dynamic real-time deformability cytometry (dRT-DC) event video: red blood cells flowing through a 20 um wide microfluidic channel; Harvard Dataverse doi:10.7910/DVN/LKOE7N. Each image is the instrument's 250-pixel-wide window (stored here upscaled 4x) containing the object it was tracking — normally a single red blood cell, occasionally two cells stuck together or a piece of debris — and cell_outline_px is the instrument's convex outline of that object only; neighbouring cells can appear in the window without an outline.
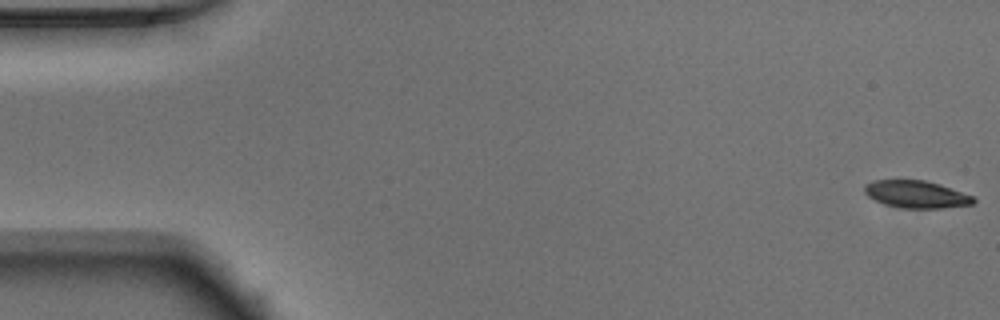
{"species": "Egyptian fruit bat (a non-hibernating species)", "species_latin": "Rousettus aegyptiacus", "temperature_condition": "warm", "stored_images_in_passage": 51, "camera_frame_rate_fps": 3000, "um_per_image_px": 0.085, "animal": {"sex": "male"}, "frame": {"image": 1, "passage_image": 1, "time_ms": 0.0, "image_size_px": [1000, 320], "cell_outline_px": [[976, 200], [972, 204], [940, 208], [900, 208], [884, 204], [868, 196], [864, 192], [864, 184], [872, 180], [924, 180], [940, 184], [972, 196]], "centroid_in_image_um": [77.84, 16.51], "position_along_channel_um": 7.2, "area_um2": 17.28}}
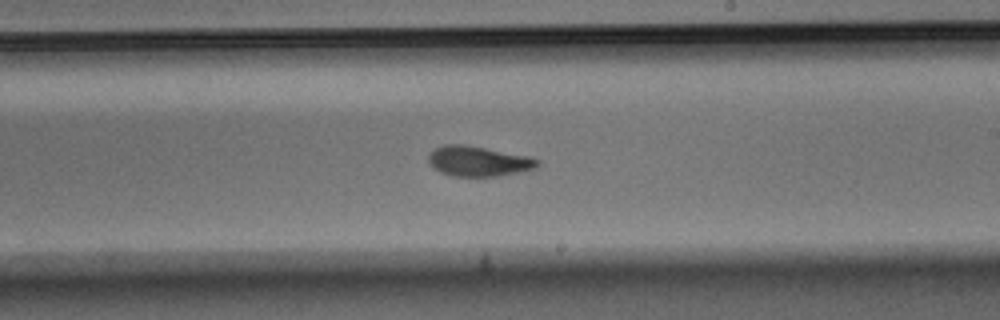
{"frame": {"image": 2, "passage_image": 30, "time_ms": 9.667, "image_size_px": [1000, 320], "cell_outline_px": [[540, 164], [536, 168], [520, 172], [496, 176], [452, 176], [440, 172], [428, 160], [428, 152], [432, 148], [444, 144], [464, 144], [532, 156], [540, 160]], "centroid_in_image_um": [40.68, 13.68], "position_along_channel_um": 248.3, "area_um2": 19.42}}
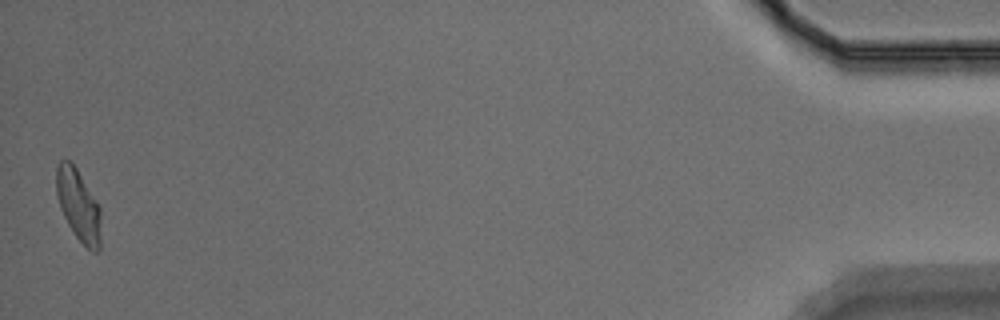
{"frame": {"image": 3, "passage_image": 51, "time_ms": 16.667, "image_size_px": [1000, 320], "cell_outline_px": [[100, 248], [96, 252], [92, 252], [76, 236], [68, 224], [60, 208], [56, 192], [56, 168], [60, 160], [72, 160], [96, 200], [100, 208]], "centroid_in_image_um": [6.66, 17.4], "position_along_channel_um": 428.5, "area_um2": 18.55}, "authors_computed_cell_mechanics": {"area_um2": 19.074, "velocity_mm_per_s": 3.9173, "shape_relaxation_time_tau1_ms": 3.37, "shape_relaxation_time_tau2_ms": 1.2092, "deformation_change_tau1": 0.1687, "deformation_change_tau2": 0.0744}}